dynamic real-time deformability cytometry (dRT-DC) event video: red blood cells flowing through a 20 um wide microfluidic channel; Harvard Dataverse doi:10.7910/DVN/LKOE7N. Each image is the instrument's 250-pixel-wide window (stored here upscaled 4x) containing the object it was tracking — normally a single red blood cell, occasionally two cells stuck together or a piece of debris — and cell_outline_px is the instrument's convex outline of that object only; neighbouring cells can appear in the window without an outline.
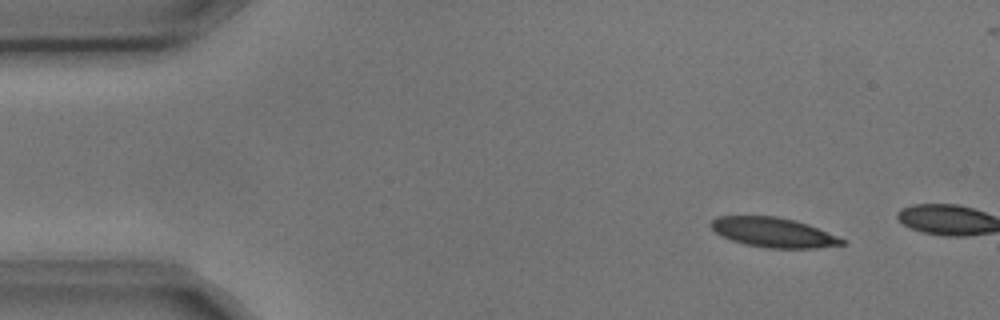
{"species": "common noctule bat (a hibernating species)", "species_latin": "Nyctalus noctula", "temperature_condition": "cold", "stored_images_in_passage": 3, "camera_frame_rate_fps": 3000, "um_per_image_px": 0.085, "animal": {"sex": "male", "body_mass_g": 17.9, "forearm_length_mm": 54.2}, "frame": {"image": 1, "passage_image": 1, "time_ms": 0.0, "image_size_px": [1000, 320], "cell_outline_px": [[848, 244], [816, 248], [768, 248], [744, 244], [720, 236], [712, 228], [712, 220], [716, 216], [776, 216], [796, 220], [808, 224], [848, 240]], "centroid_in_image_um": [65.79, 19.76], "position_along_channel_um": 19.2, "area_um2": 22.83}}